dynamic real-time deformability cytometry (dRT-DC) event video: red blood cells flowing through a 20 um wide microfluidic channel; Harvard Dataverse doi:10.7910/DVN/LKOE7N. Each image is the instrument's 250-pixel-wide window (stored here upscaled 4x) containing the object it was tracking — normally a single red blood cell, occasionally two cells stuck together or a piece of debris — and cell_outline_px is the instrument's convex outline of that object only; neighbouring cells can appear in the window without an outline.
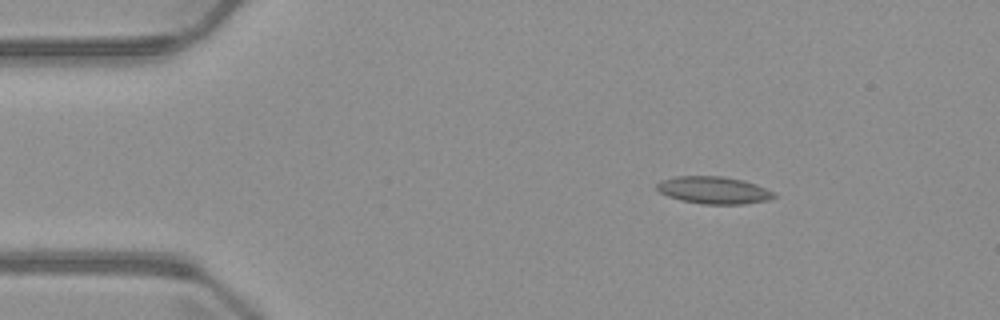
{"species": "common noctule bat (a hibernating species)", "species_latin": "Nyctalus noctula", "temperature_condition": "warm", "stored_images_in_passage": 3, "camera_frame_rate_fps": 3000, "um_per_image_px": 0.085, "animal": {"sex": "male", "body_mass_g": 23.1, "forearm_length_mm": 52.7}, "frame": {"image": 1, "passage_image": 1, "time_ms": 0.0, "image_size_px": [1000, 320], "cell_outline_px": [[776, 196], [768, 200], [744, 204], [704, 204], [680, 200], [668, 196], [660, 192], [656, 188], [656, 184], [660, 180], [676, 176], [720, 176], [744, 180], [756, 184], [776, 192]], "centroid_in_image_um": [60.67, 16.16], "position_along_channel_um": 24.3, "area_um2": 18.73}}
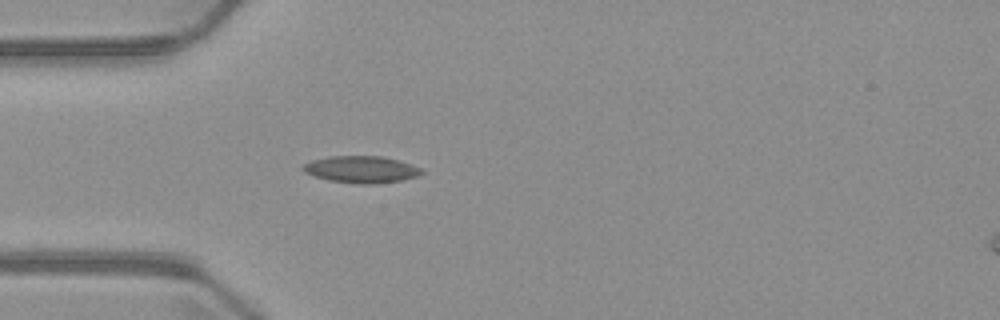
{"frame": {"image": 2, "passage_image": 3, "time_ms": 2.333, "image_size_px": [1000, 320], "cell_outline_px": [[424, 172], [416, 176], [400, 180], [376, 184], [360, 184], [328, 180], [304, 172], [300, 168], [300, 164], [312, 160], [328, 156], [380, 156], [396, 160], [420, 168]], "centroid_in_image_um": [30.62, 14.4], "position_along_channel_um": 54.4, "area_um2": 18.44}}